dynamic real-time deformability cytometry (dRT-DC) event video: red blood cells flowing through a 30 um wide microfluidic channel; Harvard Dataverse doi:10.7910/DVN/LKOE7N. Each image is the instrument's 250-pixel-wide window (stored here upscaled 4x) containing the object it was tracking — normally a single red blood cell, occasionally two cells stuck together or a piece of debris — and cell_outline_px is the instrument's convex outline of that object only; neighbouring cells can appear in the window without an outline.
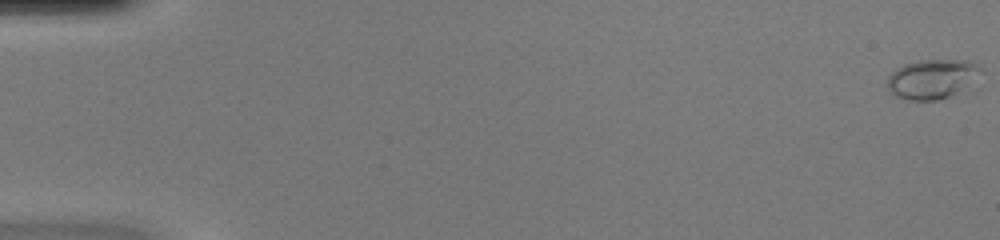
{"species": "common noctule bat (a hibernating species)", "species_latin": "Nyctalus noctula", "temperature_condition": "warm", "stored_images_in_passage": 50, "camera_frame_rate_fps": 3000, "um_per_image_px": 0.085, "animal": {"sex": "female", "body_mass_g": 20.0, "forearm_length_mm": 54.0}, "frame": {"image": 1, "passage_image": 1, "time_ms": 0.0, "image_size_px": [1000, 240], "cell_outline_px": [[984, 72], [952, 96], [936, 100], [908, 100], [896, 96], [888, 88], [888, 76], [896, 68], [904, 64], [920, 60], [968, 60], [984, 68]], "centroid_in_image_um": [79.25, 6.7], "position_along_channel_um": 5.8, "area_um2": 21.44}}
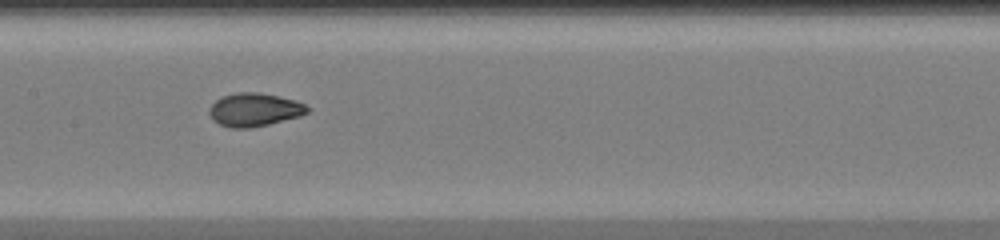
{"frame": {"image": 2, "passage_image": 26, "time_ms": 8.333, "image_size_px": [1000, 240], "cell_outline_px": [[312, 108], [308, 112], [300, 116], [268, 124], [248, 128], [228, 128], [212, 120], [208, 112], [208, 108], [220, 96], [236, 92], [260, 92], [296, 100]], "centroid_in_image_um": [21.6, 9.32], "position_along_channel_um": 185.8, "area_um2": 19.25}}
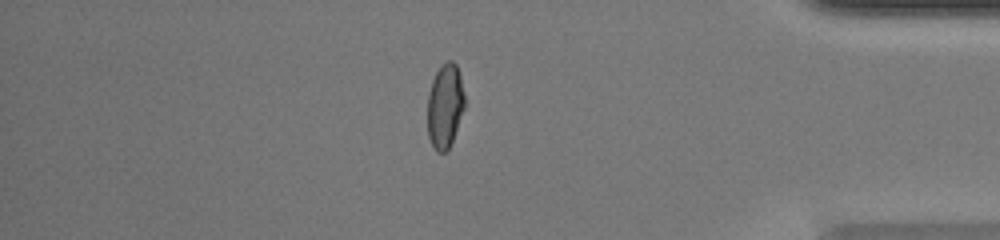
{"frame": {"image": 3, "passage_image": 43, "time_ms": 14.0, "image_size_px": [1000, 240], "cell_outline_px": [[464, 108], [452, 140], [448, 148], [444, 152], [436, 152], [428, 136], [428, 92], [432, 80], [436, 72], [448, 60], [452, 60], [456, 64], [460, 76], [464, 96]], "centroid_in_image_um": [37.81, 9.0], "position_along_channel_um": 397.4, "area_um2": 17.92}, "authors_computed_cell_mechanics": {"area_um2": 18.5827, "velocity_mm_per_s": 4.2623, "shape_relaxation_time_tau1_ms": 6.5326, "shape_relaxation_time_tau2_ms": null, "deformation_change_tau1": 0.2505, "deformation_change_tau2": null}}